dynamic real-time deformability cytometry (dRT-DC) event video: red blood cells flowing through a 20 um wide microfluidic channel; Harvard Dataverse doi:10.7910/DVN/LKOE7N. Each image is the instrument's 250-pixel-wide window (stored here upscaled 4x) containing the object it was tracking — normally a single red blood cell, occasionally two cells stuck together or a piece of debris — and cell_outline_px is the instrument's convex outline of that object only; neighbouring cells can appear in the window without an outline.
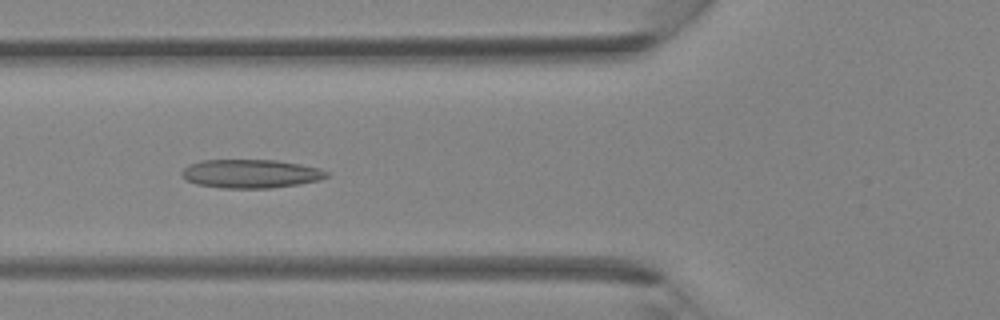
{"species": "Egyptian fruit bat (a non-hibernating species)", "species_latin": "Rousettus aegyptiacus", "temperature_condition": "room temperature", "stored_images_in_passage": 40, "camera_frame_rate_fps": 3000, "um_per_image_px": 0.085, "animal": {"sex": "female"}, "frame": {"image": 1, "passage_image": 15, "time_ms": 4.667, "image_size_px": [1000, 320], "cell_outline_px": [[328, 176], [320, 180], [300, 184], [272, 188], [220, 188], [196, 184], [188, 180], [180, 172], [188, 164], [200, 160], [276, 160], [300, 164], [320, 168], [328, 172]], "centroid_in_image_um": [21.32, 14.76], "position_along_channel_um": 104.5, "area_um2": 24.28}}
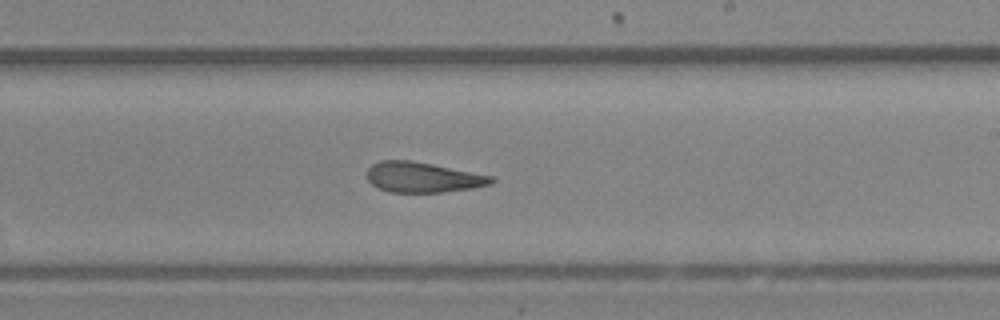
{"frame": {"image": 2, "passage_image": 24, "time_ms": 7.667, "image_size_px": [1000, 320], "cell_outline_px": [[496, 180], [492, 184], [472, 188], [440, 192], [388, 192], [372, 184], [368, 180], [368, 168], [372, 164], [380, 160], [408, 160], [432, 164], [492, 176]], "centroid_in_image_um": [35.93, 15.07], "position_along_channel_um": 253.1, "area_um2": 21.73}}
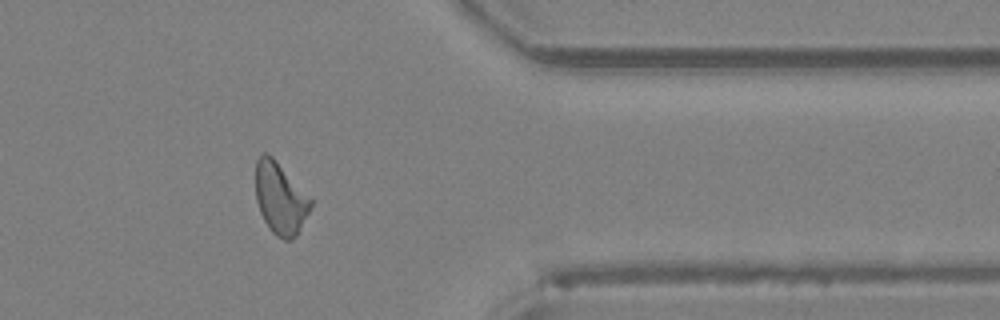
{"frame": {"image": 3, "passage_image": 33, "time_ms": 10.667, "image_size_px": [1000, 320], "cell_outline_px": [[312, 204], [296, 236], [292, 240], [284, 240], [276, 236], [272, 232], [264, 220], [260, 212], [256, 200], [256, 160], [264, 152], [268, 152], [312, 196]], "centroid_in_image_um": [23.84, 16.84], "position_along_channel_um": 387.6, "area_um2": 23.24}}